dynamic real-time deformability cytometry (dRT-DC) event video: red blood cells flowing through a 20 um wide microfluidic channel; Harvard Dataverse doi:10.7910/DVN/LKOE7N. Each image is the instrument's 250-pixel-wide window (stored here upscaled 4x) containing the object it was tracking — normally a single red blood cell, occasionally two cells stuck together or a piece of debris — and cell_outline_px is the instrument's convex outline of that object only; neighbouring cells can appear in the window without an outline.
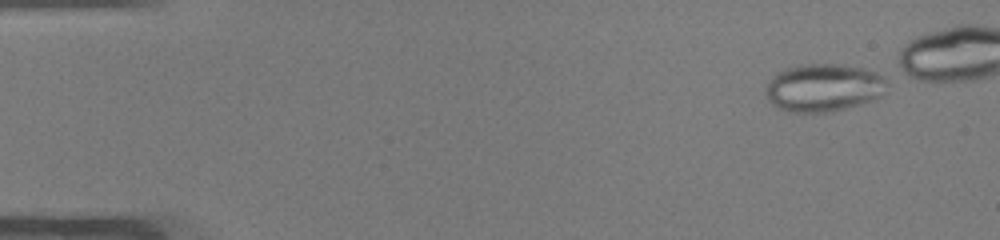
{"species": "common noctule bat (a hibernating species)", "species_latin": "Nyctalus noctula", "temperature_condition": "warm", "stored_images_in_passage": 38, "camera_frame_rate_fps": 3000, "um_per_image_px": 0.085, "animal": {"sex": "male", "body_mass_g": 19.0, "forearm_length_mm": 50.8}, "frame": {"image": 1, "passage_image": 1, "time_ms": 0.0, "image_size_px": [1000, 240], "cell_outline_px": [[884, 80], [880, 96], [872, 100], [860, 104], [828, 112], [796, 112], [780, 108], [772, 104], [768, 100], [768, 80], [776, 72], [800, 64], [840, 64], [860, 68], [876, 72], [884, 76]], "centroid_in_image_um": [69.97, 7.44], "position_along_channel_um": 15.0, "area_um2": 33.12}}
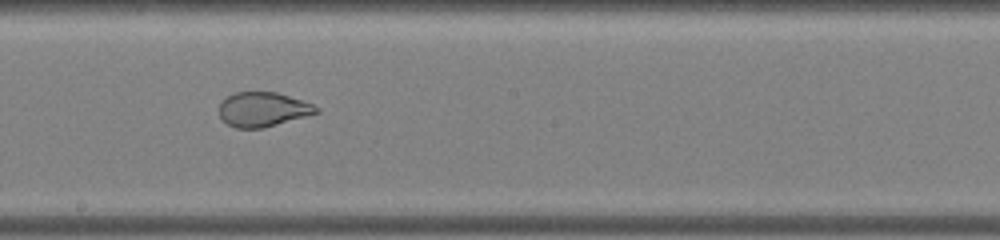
{"frame": {"image": 2, "passage_image": 25, "time_ms": 8.0, "image_size_px": [1000, 240], "cell_outline_px": [[320, 112], [264, 128], [236, 128], [228, 124], [220, 116], [220, 104], [228, 96], [236, 92], [276, 92], [312, 104], [320, 108]], "centroid_in_image_um": [22.36, 9.3], "position_along_channel_um": 225.8, "area_um2": 19.25}}
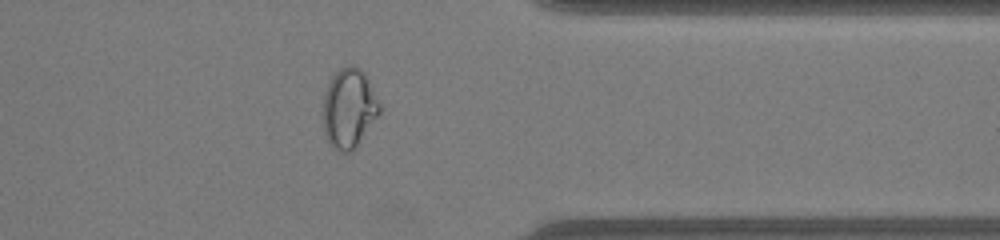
{"frame": {"image": 3, "passage_image": 37, "time_ms": 12.0, "image_size_px": [1000, 240], "cell_outline_px": [[380, 112], [356, 148], [352, 152], [344, 152], [332, 148], [324, 132], [324, 92], [332, 76], [340, 68], [348, 64], [352, 64], [360, 68], [364, 72], [380, 104]], "centroid_in_image_um": [29.66, 9.2], "position_along_channel_um": 381.7, "area_um2": 26.07}}